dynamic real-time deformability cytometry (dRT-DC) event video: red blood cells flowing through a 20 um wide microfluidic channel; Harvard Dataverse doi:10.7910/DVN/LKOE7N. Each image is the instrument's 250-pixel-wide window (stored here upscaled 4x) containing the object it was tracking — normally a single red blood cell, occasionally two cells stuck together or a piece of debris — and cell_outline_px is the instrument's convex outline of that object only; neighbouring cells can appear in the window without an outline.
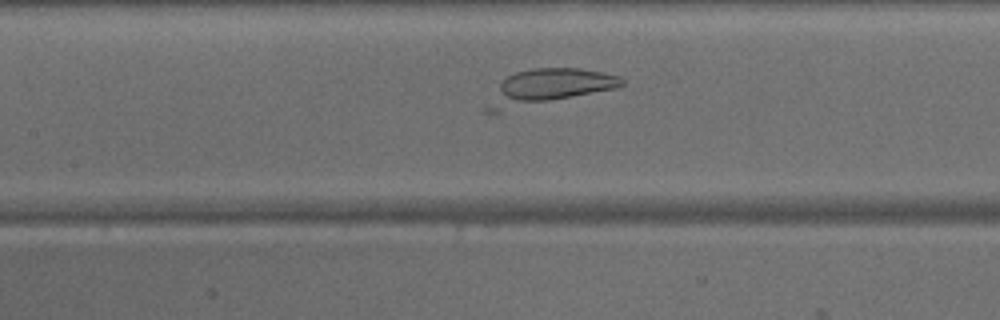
{"species": "common noctule bat (a hibernating species)", "species_latin": "Nyctalus noctula", "temperature_condition": "warm", "stored_images_in_passage": 35, "camera_frame_rate_fps": 3000, "um_per_image_px": 0.085, "animal": {"sex": "male", "body_mass_g": 15.6}, "frame": {"image": 1, "passage_image": 12, "time_ms": 3.667, "image_size_px": [1000, 320], "cell_outline_px": [[624, 84], [616, 88], [500, 112], [480, 112], [480, 108], [500, 84], [508, 76], [516, 72], [536, 68], [580, 68], [620, 76], [624, 80]], "centroid_in_image_um": [46.52, 7.42], "position_along_channel_um": 160.9, "area_um2": 27.4}}
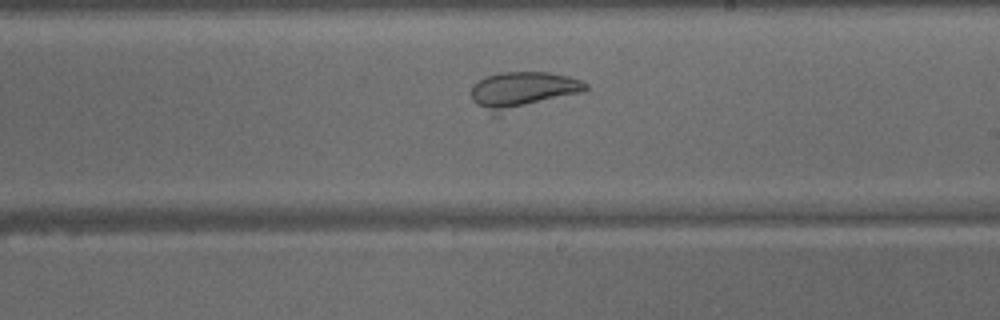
{"frame": {"image": 2, "passage_image": 18, "time_ms": 5.667, "image_size_px": [1000, 320], "cell_outline_px": [[588, 88], [584, 92], [500, 116], [492, 116], [476, 104], [472, 100], [472, 88], [484, 76], [500, 72], [548, 72], [568, 76], [580, 80], [588, 84]], "centroid_in_image_um": [44.43, 7.71], "position_along_channel_um": 244.6, "area_um2": 25.26}}
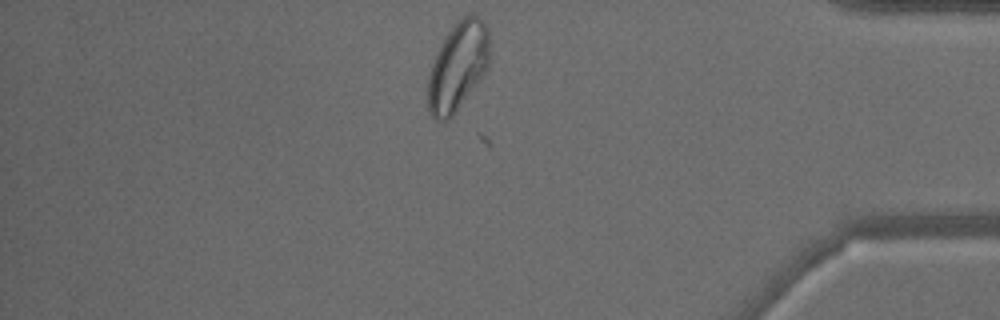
{"frame": {"image": 3, "passage_image": 31, "time_ms": 10.0, "image_size_px": [1000, 320], "cell_outline_px": [[488, 68], [452, 116], [448, 120], [436, 120], [432, 116], [428, 108], [428, 76], [432, 64], [448, 32], [464, 16], [476, 16], [488, 28]], "centroid_in_image_um": [38.9, 5.69], "position_along_channel_um": 396.3, "area_um2": 30.75}}